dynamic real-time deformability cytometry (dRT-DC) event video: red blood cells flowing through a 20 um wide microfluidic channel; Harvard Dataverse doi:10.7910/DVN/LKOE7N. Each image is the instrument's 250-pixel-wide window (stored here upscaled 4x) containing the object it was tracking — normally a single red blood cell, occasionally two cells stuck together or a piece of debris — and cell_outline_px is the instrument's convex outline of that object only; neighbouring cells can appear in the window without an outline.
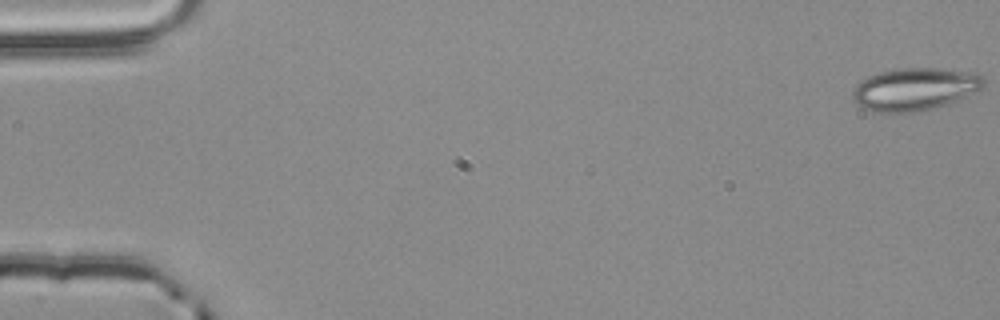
{"species": "common noctule bat (a hibernating species)", "species_latin": "Nyctalus noctula", "temperature_condition": "room temperature", "stored_images_in_passage": 55, "camera_frame_rate_fps": 3000, "um_per_image_px": 0.085, "animal": {"sex": "male", "body_mass_g": 20.4}, "frame": {"image": 1, "passage_image": 1, "time_ms": 0.0, "image_size_px": [1000, 320], "cell_outline_px": [[984, 88], [948, 104], [936, 108], [916, 112], [872, 112], [856, 104], [852, 100], [852, 88], [860, 80], [868, 76], [880, 72], [896, 68], [940, 68], [972, 72], [980, 76], [984, 80]], "centroid_in_image_um": [77.71, 7.58], "position_along_channel_um": 7.3, "area_um2": 32.89}}
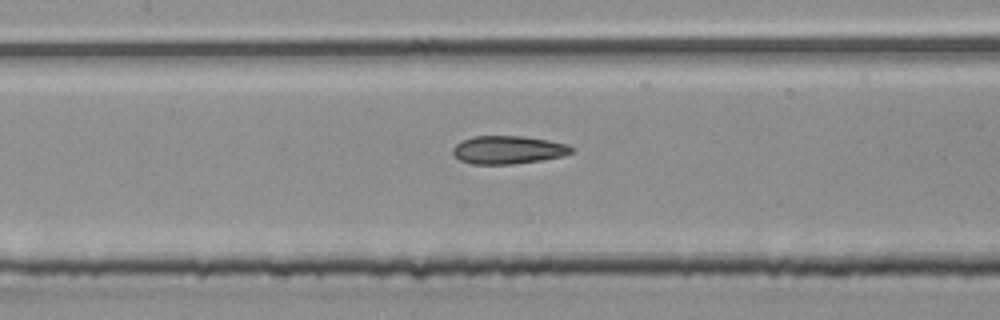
{"frame": {"image": 2, "passage_image": 26, "time_ms": 8.333, "image_size_px": [1000, 320], "cell_outline_px": [[576, 152], [564, 156], [544, 160], [512, 164], [472, 164], [460, 160], [452, 152], [452, 148], [460, 140], [472, 136], [524, 136], [548, 140], [568, 144], [576, 148]], "centroid_in_image_um": [43.25, 12.73], "position_along_channel_um": 164.2, "area_um2": 19.83}}
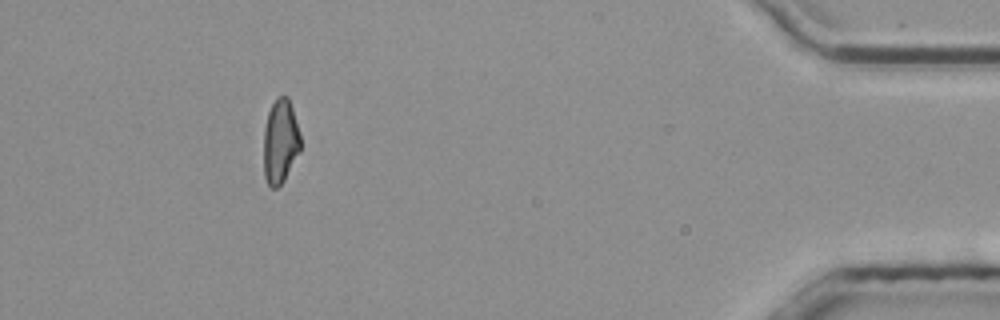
{"frame": {"image": 3, "passage_image": 50, "time_ms": 16.333, "image_size_px": [1000, 320], "cell_outline_px": [[300, 152], [284, 180], [276, 188], [272, 188], [268, 184], [264, 176], [264, 128], [268, 112], [276, 96], [288, 96], [300, 132]], "centroid_in_image_um": [23.83, 12.01], "position_along_channel_um": 411.4, "area_um2": 18.15}, "authors_computed_cell_mechanics": {"area_um2": 19.4786, "velocity_mm_per_s": 3.8757, "shape_relaxation_time_tau1_ms": 4.8772, "shape_relaxation_time_tau2_ms": 1.5602, "deformation_change_tau1": 0.1452, "deformation_change_tau2": 0.0934}}